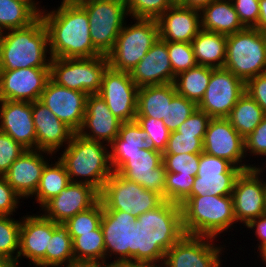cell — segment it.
Returning a JSON list of instances; mask_svg holds the SVG:
<instances>
[{"label":"cell","instance_id":"30bf717a","mask_svg":"<svg viewBox=\"0 0 266 267\" xmlns=\"http://www.w3.org/2000/svg\"><path fill=\"white\" fill-rule=\"evenodd\" d=\"M99 200L103 210H119L136 217L160 206L165 200L136 182L129 181L113 172L105 182Z\"/></svg>","mask_w":266,"mask_h":267},{"label":"cell","instance_id":"603a6c76","mask_svg":"<svg viewBox=\"0 0 266 267\" xmlns=\"http://www.w3.org/2000/svg\"><path fill=\"white\" fill-rule=\"evenodd\" d=\"M46 154L50 155L49 157L53 156V153L44 150L26 149L4 175L8 184L22 198L21 200L32 198L35 194L44 167L49 162L45 158Z\"/></svg>","mask_w":266,"mask_h":267},{"label":"cell","instance_id":"ffe728a7","mask_svg":"<svg viewBox=\"0 0 266 267\" xmlns=\"http://www.w3.org/2000/svg\"><path fill=\"white\" fill-rule=\"evenodd\" d=\"M58 223L45 218L42 214L23 215L19 238V259L29 260V266L46 267V247Z\"/></svg>","mask_w":266,"mask_h":267},{"label":"cell","instance_id":"91938a15","mask_svg":"<svg viewBox=\"0 0 266 267\" xmlns=\"http://www.w3.org/2000/svg\"><path fill=\"white\" fill-rule=\"evenodd\" d=\"M22 1L24 3H26L28 6H30L39 16H42L44 14V12H46L47 10L44 9V7H41L43 9L40 8V4L39 2L35 1V0H19Z\"/></svg>","mask_w":266,"mask_h":267},{"label":"cell","instance_id":"7402d4cb","mask_svg":"<svg viewBox=\"0 0 266 267\" xmlns=\"http://www.w3.org/2000/svg\"><path fill=\"white\" fill-rule=\"evenodd\" d=\"M98 201L99 192L95 188L87 184L70 182L39 210L45 218L55 223H65L77 213L88 210Z\"/></svg>","mask_w":266,"mask_h":267},{"label":"cell","instance_id":"7bdbcfd3","mask_svg":"<svg viewBox=\"0 0 266 267\" xmlns=\"http://www.w3.org/2000/svg\"><path fill=\"white\" fill-rule=\"evenodd\" d=\"M125 4L133 19H157L174 5L171 0H125Z\"/></svg>","mask_w":266,"mask_h":267},{"label":"cell","instance_id":"8992f818","mask_svg":"<svg viewBox=\"0 0 266 267\" xmlns=\"http://www.w3.org/2000/svg\"><path fill=\"white\" fill-rule=\"evenodd\" d=\"M133 20H136L134 24H124L112 51L107 55L109 67L113 70L130 73L160 38L156 19Z\"/></svg>","mask_w":266,"mask_h":267},{"label":"cell","instance_id":"6f0895ef","mask_svg":"<svg viewBox=\"0 0 266 267\" xmlns=\"http://www.w3.org/2000/svg\"><path fill=\"white\" fill-rule=\"evenodd\" d=\"M214 0H184L180 5L201 11Z\"/></svg>","mask_w":266,"mask_h":267},{"label":"cell","instance_id":"ba28073f","mask_svg":"<svg viewBox=\"0 0 266 267\" xmlns=\"http://www.w3.org/2000/svg\"><path fill=\"white\" fill-rule=\"evenodd\" d=\"M109 67L107 56L93 58H52L50 79L62 87L98 94L104 72Z\"/></svg>","mask_w":266,"mask_h":267},{"label":"cell","instance_id":"94428289","mask_svg":"<svg viewBox=\"0 0 266 267\" xmlns=\"http://www.w3.org/2000/svg\"><path fill=\"white\" fill-rule=\"evenodd\" d=\"M20 267L18 261L14 259L6 258L3 262L0 263V267Z\"/></svg>","mask_w":266,"mask_h":267},{"label":"cell","instance_id":"83f0119b","mask_svg":"<svg viewBox=\"0 0 266 267\" xmlns=\"http://www.w3.org/2000/svg\"><path fill=\"white\" fill-rule=\"evenodd\" d=\"M156 21L160 39L167 42L191 43L201 30L200 11L180 4L171 6Z\"/></svg>","mask_w":266,"mask_h":267},{"label":"cell","instance_id":"7a4b0ae2","mask_svg":"<svg viewBox=\"0 0 266 267\" xmlns=\"http://www.w3.org/2000/svg\"><path fill=\"white\" fill-rule=\"evenodd\" d=\"M48 31L52 58H93L101 55L93 46L89 17L79 4L61 2L41 16Z\"/></svg>","mask_w":266,"mask_h":267},{"label":"cell","instance_id":"ac0fdd59","mask_svg":"<svg viewBox=\"0 0 266 267\" xmlns=\"http://www.w3.org/2000/svg\"><path fill=\"white\" fill-rule=\"evenodd\" d=\"M241 171L225 159L202 152L189 196L232 195L235 180Z\"/></svg>","mask_w":266,"mask_h":267},{"label":"cell","instance_id":"836d02e7","mask_svg":"<svg viewBox=\"0 0 266 267\" xmlns=\"http://www.w3.org/2000/svg\"><path fill=\"white\" fill-rule=\"evenodd\" d=\"M75 263L105 264V245L101 226L97 229L79 233L72 240Z\"/></svg>","mask_w":266,"mask_h":267},{"label":"cell","instance_id":"e7e4bbea","mask_svg":"<svg viewBox=\"0 0 266 267\" xmlns=\"http://www.w3.org/2000/svg\"><path fill=\"white\" fill-rule=\"evenodd\" d=\"M88 0H62L61 2L67 3V4H81Z\"/></svg>","mask_w":266,"mask_h":267},{"label":"cell","instance_id":"2e32d148","mask_svg":"<svg viewBox=\"0 0 266 267\" xmlns=\"http://www.w3.org/2000/svg\"><path fill=\"white\" fill-rule=\"evenodd\" d=\"M214 240L218 241L210 237L184 235L165 253L164 260L168 267H221L225 248L216 245Z\"/></svg>","mask_w":266,"mask_h":267},{"label":"cell","instance_id":"f546056e","mask_svg":"<svg viewBox=\"0 0 266 267\" xmlns=\"http://www.w3.org/2000/svg\"><path fill=\"white\" fill-rule=\"evenodd\" d=\"M197 65L223 68L226 61L227 36L201 29L191 41Z\"/></svg>","mask_w":266,"mask_h":267},{"label":"cell","instance_id":"6125c7cd","mask_svg":"<svg viewBox=\"0 0 266 267\" xmlns=\"http://www.w3.org/2000/svg\"><path fill=\"white\" fill-rule=\"evenodd\" d=\"M66 267H111L106 264H85V263H75L72 265H68Z\"/></svg>","mask_w":266,"mask_h":267},{"label":"cell","instance_id":"4dcf8cb0","mask_svg":"<svg viewBox=\"0 0 266 267\" xmlns=\"http://www.w3.org/2000/svg\"><path fill=\"white\" fill-rule=\"evenodd\" d=\"M176 94L173 83L144 86L138 89L136 117H152L163 120L166 117L167 103Z\"/></svg>","mask_w":266,"mask_h":267},{"label":"cell","instance_id":"277c9868","mask_svg":"<svg viewBox=\"0 0 266 267\" xmlns=\"http://www.w3.org/2000/svg\"><path fill=\"white\" fill-rule=\"evenodd\" d=\"M62 152L58 159L64 164L70 182L90 185L100 193L113 173L109 145L74 133Z\"/></svg>","mask_w":266,"mask_h":267},{"label":"cell","instance_id":"cb8c5ba5","mask_svg":"<svg viewBox=\"0 0 266 267\" xmlns=\"http://www.w3.org/2000/svg\"><path fill=\"white\" fill-rule=\"evenodd\" d=\"M122 123L113 115L101 96L89 94L83 123L77 134L109 145L118 136Z\"/></svg>","mask_w":266,"mask_h":267},{"label":"cell","instance_id":"f6af8a7d","mask_svg":"<svg viewBox=\"0 0 266 267\" xmlns=\"http://www.w3.org/2000/svg\"><path fill=\"white\" fill-rule=\"evenodd\" d=\"M167 50L175 75L197 65L191 43L167 42Z\"/></svg>","mask_w":266,"mask_h":267},{"label":"cell","instance_id":"8d00e7d4","mask_svg":"<svg viewBox=\"0 0 266 267\" xmlns=\"http://www.w3.org/2000/svg\"><path fill=\"white\" fill-rule=\"evenodd\" d=\"M74 264L72 237L64 223H58L46 247V267H66Z\"/></svg>","mask_w":266,"mask_h":267},{"label":"cell","instance_id":"680465c9","mask_svg":"<svg viewBox=\"0 0 266 267\" xmlns=\"http://www.w3.org/2000/svg\"><path fill=\"white\" fill-rule=\"evenodd\" d=\"M259 10L258 24L254 27L258 30L266 27V0H259Z\"/></svg>","mask_w":266,"mask_h":267},{"label":"cell","instance_id":"4316f807","mask_svg":"<svg viewBox=\"0 0 266 267\" xmlns=\"http://www.w3.org/2000/svg\"><path fill=\"white\" fill-rule=\"evenodd\" d=\"M130 76L139 88L173 83L176 75L169 59L167 41L159 38L130 72Z\"/></svg>","mask_w":266,"mask_h":267},{"label":"cell","instance_id":"5bb4252c","mask_svg":"<svg viewBox=\"0 0 266 267\" xmlns=\"http://www.w3.org/2000/svg\"><path fill=\"white\" fill-rule=\"evenodd\" d=\"M203 152L225 159L242 171L260 168L259 165L243 163L244 160L247 161L244 138L228 118H211L203 140Z\"/></svg>","mask_w":266,"mask_h":267},{"label":"cell","instance_id":"7dc6e473","mask_svg":"<svg viewBox=\"0 0 266 267\" xmlns=\"http://www.w3.org/2000/svg\"><path fill=\"white\" fill-rule=\"evenodd\" d=\"M204 138L195 135L170 132L167 147L163 154L202 153Z\"/></svg>","mask_w":266,"mask_h":267},{"label":"cell","instance_id":"b9f144b4","mask_svg":"<svg viewBox=\"0 0 266 267\" xmlns=\"http://www.w3.org/2000/svg\"><path fill=\"white\" fill-rule=\"evenodd\" d=\"M195 176L166 172L164 200L181 204L190 194Z\"/></svg>","mask_w":266,"mask_h":267},{"label":"cell","instance_id":"44dd1931","mask_svg":"<svg viewBox=\"0 0 266 267\" xmlns=\"http://www.w3.org/2000/svg\"><path fill=\"white\" fill-rule=\"evenodd\" d=\"M88 94L57 85L49 79L40 101L75 133L80 129L86 112Z\"/></svg>","mask_w":266,"mask_h":267},{"label":"cell","instance_id":"ab89813d","mask_svg":"<svg viewBox=\"0 0 266 267\" xmlns=\"http://www.w3.org/2000/svg\"><path fill=\"white\" fill-rule=\"evenodd\" d=\"M103 215V204L99 200L94 206L83 212L77 213L68 219L64 225L68 228L72 240L79 236V233H87L100 226Z\"/></svg>","mask_w":266,"mask_h":267},{"label":"cell","instance_id":"e0dca14e","mask_svg":"<svg viewBox=\"0 0 266 267\" xmlns=\"http://www.w3.org/2000/svg\"><path fill=\"white\" fill-rule=\"evenodd\" d=\"M139 87L129 72L108 67L103 74L98 95L101 96L115 117L124 122L135 121Z\"/></svg>","mask_w":266,"mask_h":267},{"label":"cell","instance_id":"52a82bcc","mask_svg":"<svg viewBox=\"0 0 266 267\" xmlns=\"http://www.w3.org/2000/svg\"><path fill=\"white\" fill-rule=\"evenodd\" d=\"M225 69L246 83L266 73V46L257 28H244L227 36Z\"/></svg>","mask_w":266,"mask_h":267},{"label":"cell","instance_id":"4fadbf2b","mask_svg":"<svg viewBox=\"0 0 266 267\" xmlns=\"http://www.w3.org/2000/svg\"><path fill=\"white\" fill-rule=\"evenodd\" d=\"M263 166L241 171L235 180L232 191L234 216L236 222L243 226L265 214L266 180L262 178L265 172Z\"/></svg>","mask_w":266,"mask_h":267},{"label":"cell","instance_id":"f907efd6","mask_svg":"<svg viewBox=\"0 0 266 267\" xmlns=\"http://www.w3.org/2000/svg\"><path fill=\"white\" fill-rule=\"evenodd\" d=\"M210 120L211 117L207 113L197 108L185 122L180 124L176 131L182 134L195 135L197 138H204Z\"/></svg>","mask_w":266,"mask_h":267},{"label":"cell","instance_id":"be15d7a7","mask_svg":"<svg viewBox=\"0 0 266 267\" xmlns=\"http://www.w3.org/2000/svg\"><path fill=\"white\" fill-rule=\"evenodd\" d=\"M259 251V256H260V261H263L262 263H264V266L266 265V246L257 250V252Z\"/></svg>","mask_w":266,"mask_h":267},{"label":"cell","instance_id":"6da1fadb","mask_svg":"<svg viewBox=\"0 0 266 267\" xmlns=\"http://www.w3.org/2000/svg\"><path fill=\"white\" fill-rule=\"evenodd\" d=\"M185 235L180 204L164 201L133 223V261H157Z\"/></svg>","mask_w":266,"mask_h":267},{"label":"cell","instance_id":"74e56055","mask_svg":"<svg viewBox=\"0 0 266 267\" xmlns=\"http://www.w3.org/2000/svg\"><path fill=\"white\" fill-rule=\"evenodd\" d=\"M40 16L19 0H0V28L5 32L29 26Z\"/></svg>","mask_w":266,"mask_h":267},{"label":"cell","instance_id":"bcb514c9","mask_svg":"<svg viewBox=\"0 0 266 267\" xmlns=\"http://www.w3.org/2000/svg\"><path fill=\"white\" fill-rule=\"evenodd\" d=\"M135 121L147 132L152 148L163 154L170 136V131L164 122L152 117H136Z\"/></svg>","mask_w":266,"mask_h":267},{"label":"cell","instance_id":"9c48e42d","mask_svg":"<svg viewBox=\"0 0 266 267\" xmlns=\"http://www.w3.org/2000/svg\"><path fill=\"white\" fill-rule=\"evenodd\" d=\"M79 5L89 17L94 48L107 56L129 16L125 0H88Z\"/></svg>","mask_w":266,"mask_h":267},{"label":"cell","instance_id":"f1b7e54d","mask_svg":"<svg viewBox=\"0 0 266 267\" xmlns=\"http://www.w3.org/2000/svg\"><path fill=\"white\" fill-rule=\"evenodd\" d=\"M201 29L232 35L245 27L238 18L232 0H214L201 11Z\"/></svg>","mask_w":266,"mask_h":267},{"label":"cell","instance_id":"ee69618b","mask_svg":"<svg viewBox=\"0 0 266 267\" xmlns=\"http://www.w3.org/2000/svg\"><path fill=\"white\" fill-rule=\"evenodd\" d=\"M200 153L163 154L166 172L197 176Z\"/></svg>","mask_w":266,"mask_h":267},{"label":"cell","instance_id":"03108f58","mask_svg":"<svg viewBox=\"0 0 266 267\" xmlns=\"http://www.w3.org/2000/svg\"><path fill=\"white\" fill-rule=\"evenodd\" d=\"M260 32H261V34H262V36L264 38V42H265V46H266V27H262L260 29Z\"/></svg>","mask_w":266,"mask_h":267},{"label":"cell","instance_id":"5b68a950","mask_svg":"<svg viewBox=\"0 0 266 267\" xmlns=\"http://www.w3.org/2000/svg\"><path fill=\"white\" fill-rule=\"evenodd\" d=\"M180 206L185 235L216 239L237 224L232 195L188 196Z\"/></svg>","mask_w":266,"mask_h":267},{"label":"cell","instance_id":"f35d334b","mask_svg":"<svg viewBox=\"0 0 266 267\" xmlns=\"http://www.w3.org/2000/svg\"><path fill=\"white\" fill-rule=\"evenodd\" d=\"M21 219L0 215V253L18 261Z\"/></svg>","mask_w":266,"mask_h":267},{"label":"cell","instance_id":"3957f363","mask_svg":"<svg viewBox=\"0 0 266 267\" xmlns=\"http://www.w3.org/2000/svg\"><path fill=\"white\" fill-rule=\"evenodd\" d=\"M51 59L48 31L41 16L27 27L4 32L0 71L50 68Z\"/></svg>","mask_w":266,"mask_h":267},{"label":"cell","instance_id":"89a4df30","mask_svg":"<svg viewBox=\"0 0 266 267\" xmlns=\"http://www.w3.org/2000/svg\"><path fill=\"white\" fill-rule=\"evenodd\" d=\"M6 259V257L0 253V263L3 262Z\"/></svg>","mask_w":266,"mask_h":267},{"label":"cell","instance_id":"681fc988","mask_svg":"<svg viewBox=\"0 0 266 267\" xmlns=\"http://www.w3.org/2000/svg\"><path fill=\"white\" fill-rule=\"evenodd\" d=\"M244 142L246 156L248 155V152L250 153L249 156L252 155L253 157L254 155V158L266 156V114L253 132L244 138Z\"/></svg>","mask_w":266,"mask_h":267},{"label":"cell","instance_id":"816d5d0a","mask_svg":"<svg viewBox=\"0 0 266 267\" xmlns=\"http://www.w3.org/2000/svg\"><path fill=\"white\" fill-rule=\"evenodd\" d=\"M232 3L245 28H254L258 24L259 0H232Z\"/></svg>","mask_w":266,"mask_h":267},{"label":"cell","instance_id":"d4e9b609","mask_svg":"<svg viewBox=\"0 0 266 267\" xmlns=\"http://www.w3.org/2000/svg\"><path fill=\"white\" fill-rule=\"evenodd\" d=\"M0 131L26 149H36L32 102L0 100Z\"/></svg>","mask_w":266,"mask_h":267},{"label":"cell","instance_id":"9f6ffc18","mask_svg":"<svg viewBox=\"0 0 266 267\" xmlns=\"http://www.w3.org/2000/svg\"><path fill=\"white\" fill-rule=\"evenodd\" d=\"M119 267H168L165 260L157 261H130L120 265Z\"/></svg>","mask_w":266,"mask_h":267},{"label":"cell","instance_id":"11a10c76","mask_svg":"<svg viewBox=\"0 0 266 267\" xmlns=\"http://www.w3.org/2000/svg\"><path fill=\"white\" fill-rule=\"evenodd\" d=\"M245 227L251 229L259 240L258 250L266 246V214L252 219Z\"/></svg>","mask_w":266,"mask_h":267},{"label":"cell","instance_id":"f5cc1de1","mask_svg":"<svg viewBox=\"0 0 266 267\" xmlns=\"http://www.w3.org/2000/svg\"><path fill=\"white\" fill-rule=\"evenodd\" d=\"M21 197L8 184L4 175H0V215L11 216L19 207Z\"/></svg>","mask_w":266,"mask_h":267},{"label":"cell","instance_id":"8fae6325","mask_svg":"<svg viewBox=\"0 0 266 267\" xmlns=\"http://www.w3.org/2000/svg\"><path fill=\"white\" fill-rule=\"evenodd\" d=\"M109 158L113 172L164 198L166 170L161 152L153 148L139 149L131 155H109Z\"/></svg>","mask_w":266,"mask_h":267},{"label":"cell","instance_id":"db71d44e","mask_svg":"<svg viewBox=\"0 0 266 267\" xmlns=\"http://www.w3.org/2000/svg\"><path fill=\"white\" fill-rule=\"evenodd\" d=\"M248 93L266 113V73L257 75L245 83Z\"/></svg>","mask_w":266,"mask_h":267},{"label":"cell","instance_id":"e575fe53","mask_svg":"<svg viewBox=\"0 0 266 267\" xmlns=\"http://www.w3.org/2000/svg\"><path fill=\"white\" fill-rule=\"evenodd\" d=\"M49 163L45 165L38 188L33 195L41 208L70 183L66 168L59 159L54 164Z\"/></svg>","mask_w":266,"mask_h":267},{"label":"cell","instance_id":"484cf974","mask_svg":"<svg viewBox=\"0 0 266 267\" xmlns=\"http://www.w3.org/2000/svg\"><path fill=\"white\" fill-rule=\"evenodd\" d=\"M32 118L36 131V149L56 154L61 147L67 146L75 133L40 100L32 102Z\"/></svg>","mask_w":266,"mask_h":267},{"label":"cell","instance_id":"a7ac6f4b","mask_svg":"<svg viewBox=\"0 0 266 267\" xmlns=\"http://www.w3.org/2000/svg\"><path fill=\"white\" fill-rule=\"evenodd\" d=\"M4 31L0 28V45L3 40Z\"/></svg>","mask_w":266,"mask_h":267},{"label":"cell","instance_id":"d6986e66","mask_svg":"<svg viewBox=\"0 0 266 267\" xmlns=\"http://www.w3.org/2000/svg\"><path fill=\"white\" fill-rule=\"evenodd\" d=\"M50 68H25L0 71V100L28 101L40 100Z\"/></svg>","mask_w":266,"mask_h":267},{"label":"cell","instance_id":"60d3db41","mask_svg":"<svg viewBox=\"0 0 266 267\" xmlns=\"http://www.w3.org/2000/svg\"><path fill=\"white\" fill-rule=\"evenodd\" d=\"M197 108L195 102L176 93L167 103L166 117L162 121L170 132H174Z\"/></svg>","mask_w":266,"mask_h":267},{"label":"cell","instance_id":"d590c367","mask_svg":"<svg viewBox=\"0 0 266 267\" xmlns=\"http://www.w3.org/2000/svg\"><path fill=\"white\" fill-rule=\"evenodd\" d=\"M139 149H152L147 132L136 121L122 123L118 136L109 144V155H131Z\"/></svg>","mask_w":266,"mask_h":267},{"label":"cell","instance_id":"d6a6232c","mask_svg":"<svg viewBox=\"0 0 266 267\" xmlns=\"http://www.w3.org/2000/svg\"><path fill=\"white\" fill-rule=\"evenodd\" d=\"M265 114L257 102L244 92L227 118L234 129L245 138L260 124Z\"/></svg>","mask_w":266,"mask_h":267},{"label":"cell","instance_id":"7c38bea8","mask_svg":"<svg viewBox=\"0 0 266 267\" xmlns=\"http://www.w3.org/2000/svg\"><path fill=\"white\" fill-rule=\"evenodd\" d=\"M136 220V216L124 211L103 210L100 226L103 232L106 265L119 267L133 261V223ZM112 255L115 259L108 262L109 257L112 260Z\"/></svg>","mask_w":266,"mask_h":267},{"label":"cell","instance_id":"9a60e30c","mask_svg":"<svg viewBox=\"0 0 266 267\" xmlns=\"http://www.w3.org/2000/svg\"><path fill=\"white\" fill-rule=\"evenodd\" d=\"M245 83L225 68H212L211 78L198 109L211 118H227L240 96Z\"/></svg>","mask_w":266,"mask_h":267},{"label":"cell","instance_id":"003e7915","mask_svg":"<svg viewBox=\"0 0 266 267\" xmlns=\"http://www.w3.org/2000/svg\"><path fill=\"white\" fill-rule=\"evenodd\" d=\"M184 0H171L174 5L181 4Z\"/></svg>","mask_w":266,"mask_h":267},{"label":"cell","instance_id":"1f68e13d","mask_svg":"<svg viewBox=\"0 0 266 267\" xmlns=\"http://www.w3.org/2000/svg\"><path fill=\"white\" fill-rule=\"evenodd\" d=\"M212 68L196 65L175 76L176 93L195 102L197 105L203 99L211 78Z\"/></svg>","mask_w":266,"mask_h":267},{"label":"cell","instance_id":"c3c4849f","mask_svg":"<svg viewBox=\"0 0 266 267\" xmlns=\"http://www.w3.org/2000/svg\"><path fill=\"white\" fill-rule=\"evenodd\" d=\"M26 150L6 133L0 131V175H5L12 163Z\"/></svg>","mask_w":266,"mask_h":267}]
</instances>
